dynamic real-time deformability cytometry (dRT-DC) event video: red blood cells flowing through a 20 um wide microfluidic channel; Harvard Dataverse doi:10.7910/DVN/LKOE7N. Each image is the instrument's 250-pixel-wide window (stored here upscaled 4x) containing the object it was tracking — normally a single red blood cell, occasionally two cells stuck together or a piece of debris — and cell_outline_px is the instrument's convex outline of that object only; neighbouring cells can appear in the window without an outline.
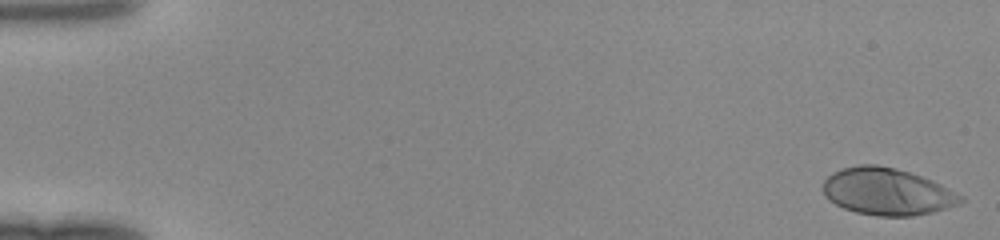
{"species": "human", "species_latin": "Homo sapiens", "temperature_condition": "room temperature", "stored_images_in_passage": 48, "camera_frame_rate_fps": 3000, "um_per_image_px": 0.085, "donor": {"sex": "female"}, "frame": {"image": 1, "passage_image": 1, "time_ms": 0.0, "image_size_px": [1000, 240], "cell_outline_px": [[964, 200], [960, 204], [932, 212], [912, 216], [876, 216], [856, 212], [844, 208], [828, 200], [824, 196], [824, 180], [832, 172], [840, 168], [860, 164], [876, 164], [896, 168], [932, 180], [964, 196]], "centroid_in_image_um": [75.39, 16.28], "position_along_channel_um": 9.6, "area_um2": 37.8}}
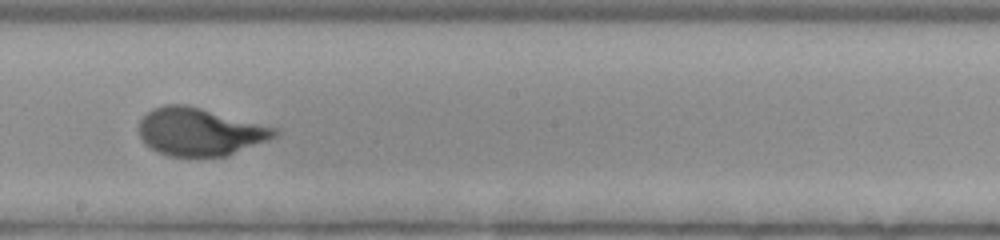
{"frame": {"image": 2, "passage_image": 28, "time_ms": 9.0, "image_size_px": [1000, 240], "cell_outline_px": [[280, 136], [228, 156], [168, 156], [156, 152], [144, 144], [140, 136], [140, 120], [152, 108], [164, 104], [188, 104], [280, 128]], "centroid_in_image_um": [17.05, 11.19], "position_along_channel_um": 231.2, "area_um2": 38.49}}
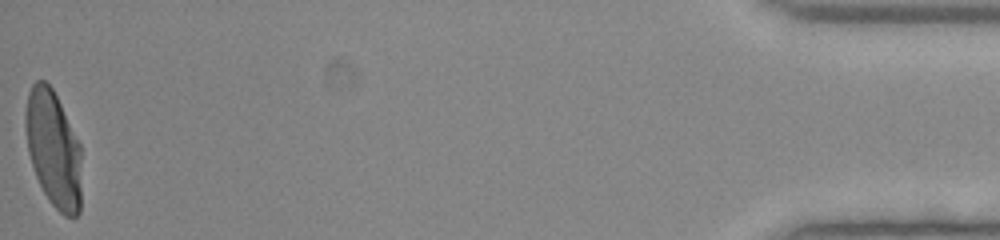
{"frame": {"image": 3, "passage_image": 48, "time_ms": 15.667, "image_size_px": [1000, 240], "cell_outline_px": [[80, 212], [76, 216], [64, 216], [48, 200], [36, 176], [28, 152], [24, 128], [24, 112], [28, 92], [32, 84], [36, 80], [44, 80], [52, 88], [80, 144]], "centroid_in_image_um": [4.5, 12.64], "position_along_channel_um": 430.7, "area_um2": 37.97}}